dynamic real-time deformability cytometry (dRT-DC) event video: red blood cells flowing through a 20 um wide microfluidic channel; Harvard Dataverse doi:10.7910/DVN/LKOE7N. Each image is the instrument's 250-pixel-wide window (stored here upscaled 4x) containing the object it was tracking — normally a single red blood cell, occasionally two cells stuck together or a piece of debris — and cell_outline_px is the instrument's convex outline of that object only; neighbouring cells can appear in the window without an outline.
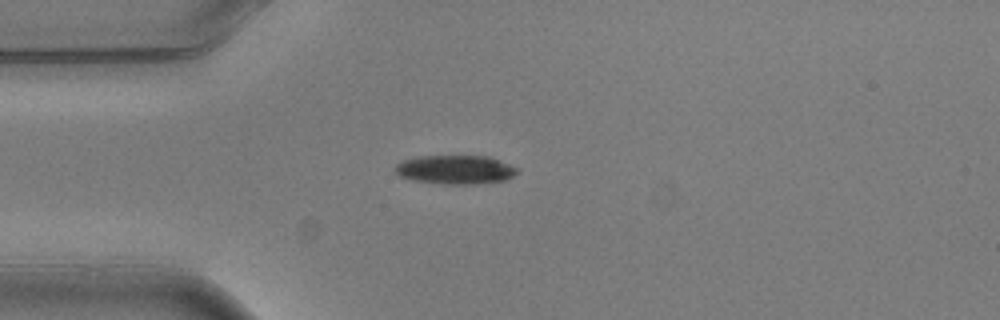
{"species": "common noctule bat (a hibernating species)", "species_latin": "Nyctalus noctula", "temperature_condition": "warm", "stored_images_in_passage": 3, "camera_frame_rate_fps": 3000, "um_per_image_px": 0.085, "animal": {"sex": "male", "body_mass_g": 20.5, "forearm_length_mm": 52.5}, "frame": {"image": 1, "passage_image": 3, "time_ms": 0.667, "image_size_px": [1000, 320], "cell_outline_px": [[520, 172], [504, 180], [476, 184], [440, 184], [412, 180], [400, 176], [396, 172], [396, 164], [404, 160], [420, 156], [488, 156], [500, 160], [516, 168]], "centroid_in_image_um": [38.71, 14.42], "position_along_channel_um": 46.3, "area_um2": 20.46}}